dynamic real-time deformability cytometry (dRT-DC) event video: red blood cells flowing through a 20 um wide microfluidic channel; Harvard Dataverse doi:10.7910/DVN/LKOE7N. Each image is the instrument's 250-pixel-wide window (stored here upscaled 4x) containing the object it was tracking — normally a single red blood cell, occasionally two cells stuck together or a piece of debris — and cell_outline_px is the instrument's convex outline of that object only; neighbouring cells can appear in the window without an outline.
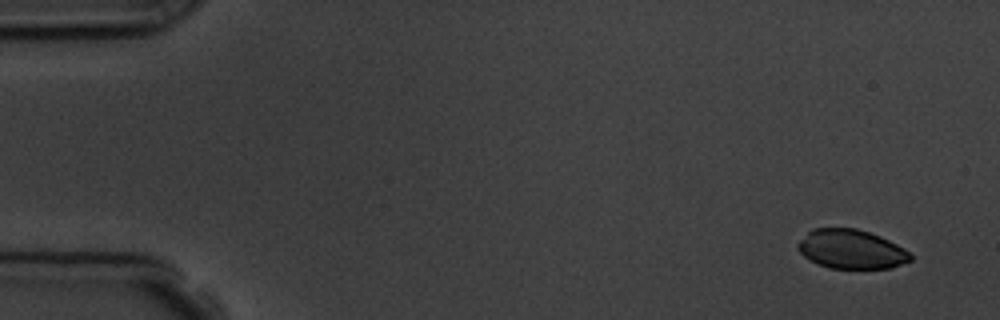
{"species": "common noctule bat (a hibernating species)", "species_latin": "Nyctalus noctula", "temperature_condition": "room temperature", "stored_images_in_passage": 5, "camera_frame_rate_fps": 3000, "um_per_image_px": 0.085, "animal": {"sex": "male", "body_mass_g": 19.5, "forearm_length_mm": 54.6}, "frame": {"image": 1, "passage_image": 1, "time_ms": 0.0, "image_size_px": [1000, 320], "cell_outline_px": [[912, 260], [892, 268], [828, 268], [804, 256], [796, 248], [796, 244], [812, 228], [856, 228], [880, 236], [904, 248], [912, 256]], "centroid_in_image_um": [72.35, 21.18], "position_along_channel_um": 12.6, "area_um2": 25.55}}
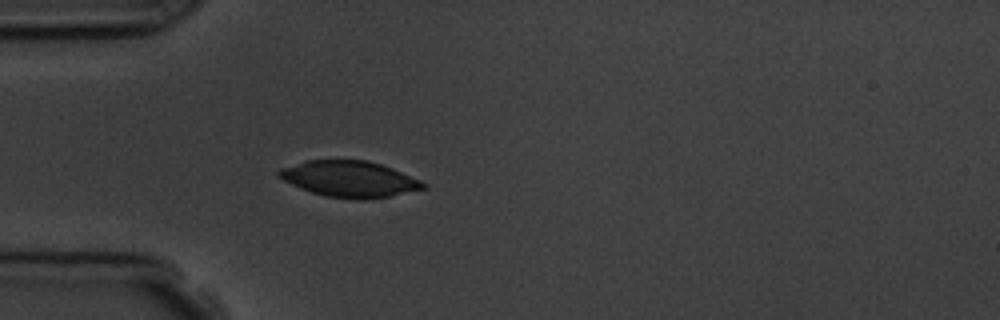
{"frame": {"image": 2, "passage_image": 5, "time_ms": 4.333, "image_size_px": [1000, 320], "cell_outline_px": [[428, 188], [388, 196], [364, 200], [324, 196], [300, 188], [276, 176], [276, 172], [280, 168], [308, 160], [368, 160], [392, 168], [420, 180], [428, 184]], "centroid_in_image_um": [29.71, 15.21], "position_along_channel_um": 55.3, "area_um2": 30.29}}